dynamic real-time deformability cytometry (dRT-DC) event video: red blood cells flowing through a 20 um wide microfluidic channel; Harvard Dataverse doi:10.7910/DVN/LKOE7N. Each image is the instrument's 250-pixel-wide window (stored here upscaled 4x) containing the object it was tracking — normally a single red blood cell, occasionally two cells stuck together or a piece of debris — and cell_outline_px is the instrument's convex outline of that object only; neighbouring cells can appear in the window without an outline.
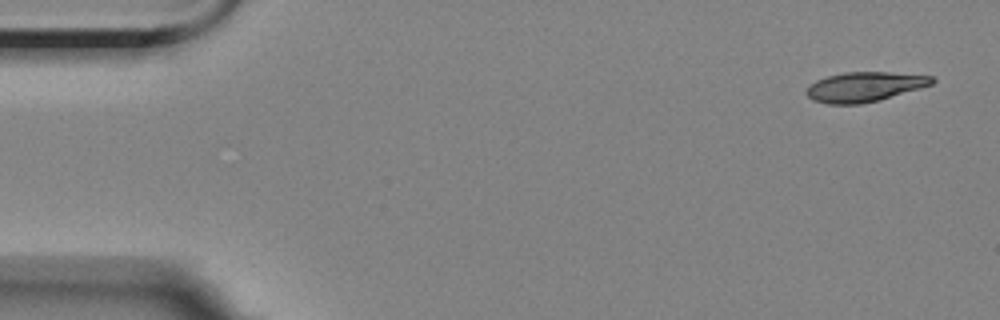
{"species": "Egyptian fruit bat (a non-hibernating species)", "species_latin": "Rousettus aegyptiacus", "temperature_condition": "room temperature", "stored_images_in_passage": 5, "camera_frame_rate_fps": 3000, "um_per_image_px": 0.085, "animal": {"sex": "female"}, "frame": {"image": 1, "passage_image": 1, "time_ms": 0.0, "image_size_px": [1000, 320], "cell_outline_px": [[936, 80], [932, 84], [920, 88], [880, 100], [860, 104], [828, 104], [812, 100], [804, 92], [816, 80], [828, 76], [844, 72], [888, 72], [932, 76]], "centroid_in_image_um": [73.48, 7.38], "position_along_channel_um": 11.5, "area_um2": 21.68}}
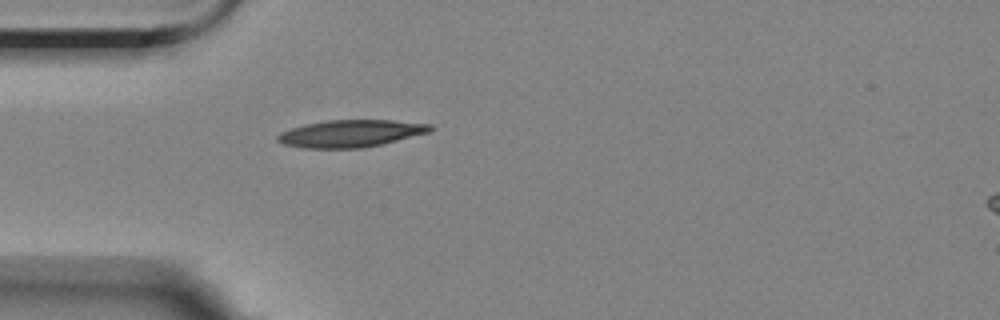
{"frame": {"image": 2, "passage_image": 5, "time_ms": 4.333, "image_size_px": [1000, 320], "cell_outline_px": [[432, 128], [428, 132], [380, 144], [360, 148], [304, 148], [284, 144], [276, 140], [276, 136], [280, 132], [304, 124], [328, 120], [392, 120], [432, 124]], "centroid_in_image_um": [29.75, 11.34], "position_along_channel_um": 55.2, "area_um2": 23.93}}